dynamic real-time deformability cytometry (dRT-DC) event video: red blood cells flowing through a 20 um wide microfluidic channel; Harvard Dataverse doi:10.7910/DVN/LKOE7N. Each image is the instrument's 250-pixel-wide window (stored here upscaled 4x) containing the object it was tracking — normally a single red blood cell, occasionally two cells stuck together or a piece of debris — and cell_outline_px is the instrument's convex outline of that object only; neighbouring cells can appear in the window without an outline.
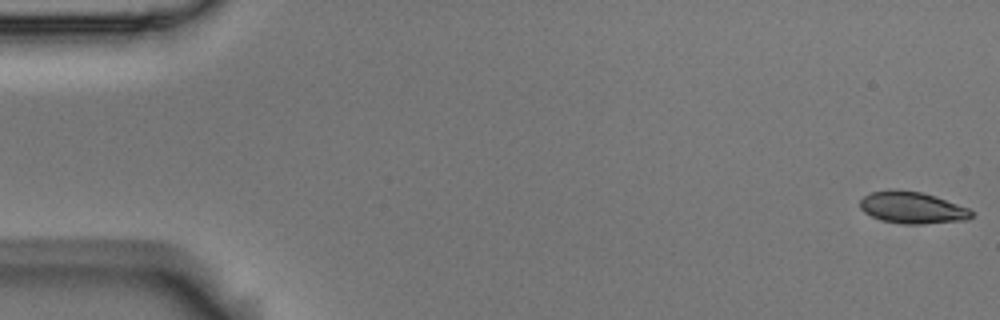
{"species": "Egyptian fruit bat (a non-hibernating species)", "species_latin": "Rousettus aegyptiacus", "temperature_condition": "room temperature", "stored_images_in_passage": 6, "camera_frame_rate_fps": 3000, "um_per_image_px": 0.085, "animal": {"sex": "male"}, "frame": {"image": 1, "passage_image": 1, "time_ms": 0.0, "image_size_px": [1000, 320], "cell_outline_px": [[972, 216], [968, 220], [920, 224], [904, 224], [880, 220], [864, 212], [860, 208], [860, 200], [868, 192], [888, 188], [892, 188], [920, 192], [936, 196], [968, 208], [972, 212]], "centroid_in_image_um": [77.49, 17.63], "position_along_channel_um": 7.5, "area_um2": 20.87}}
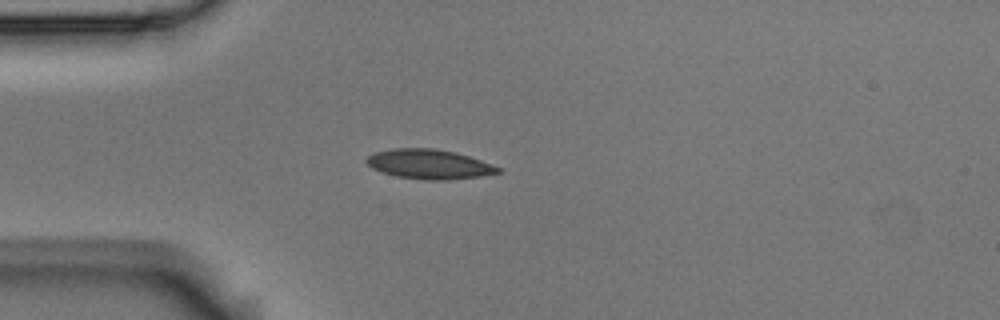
{"frame": {"image": 2, "passage_image": 5, "time_ms": 1.333, "image_size_px": [1000, 320], "cell_outline_px": [[500, 172], [480, 176], [448, 180], [424, 180], [396, 176], [372, 168], [364, 160], [368, 156], [376, 152], [392, 148], [432, 148], [456, 152], [492, 164], [500, 168]], "centroid_in_image_um": [36.46, 13.95], "position_along_channel_um": 48.5, "area_um2": 22.54}}